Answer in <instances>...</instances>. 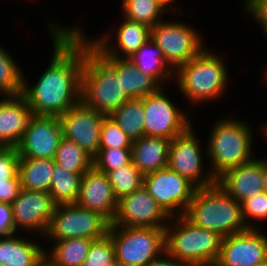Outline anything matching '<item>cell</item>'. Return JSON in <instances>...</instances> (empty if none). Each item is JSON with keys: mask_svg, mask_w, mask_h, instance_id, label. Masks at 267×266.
<instances>
[{"mask_svg": "<svg viewBox=\"0 0 267 266\" xmlns=\"http://www.w3.org/2000/svg\"><path fill=\"white\" fill-rule=\"evenodd\" d=\"M52 21L47 23L54 46L50 63L34 85L24 75L22 95L34 115L60 116L81 100L85 32Z\"/></svg>", "mask_w": 267, "mask_h": 266, "instance_id": "cell-1", "label": "cell"}, {"mask_svg": "<svg viewBox=\"0 0 267 266\" xmlns=\"http://www.w3.org/2000/svg\"><path fill=\"white\" fill-rule=\"evenodd\" d=\"M86 36L81 100L98 113L109 116L130 98L122 91L116 66Z\"/></svg>", "mask_w": 267, "mask_h": 266, "instance_id": "cell-2", "label": "cell"}, {"mask_svg": "<svg viewBox=\"0 0 267 266\" xmlns=\"http://www.w3.org/2000/svg\"><path fill=\"white\" fill-rule=\"evenodd\" d=\"M213 53L206 47L197 57L174 71V83L177 81L178 90L192 106L218 101L227 91L229 73L226 60Z\"/></svg>", "mask_w": 267, "mask_h": 266, "instance_id": "cell-3", "label": "cell"}, {"mask_svg": "<svg viewBox=\"0 0 267 266\" xmlns=\"http://www.w3.org/2000/svg\"><path fill=\"white\" fill-rule=\"evenodd\" d=\"M231 115L220 118L212 124L205 155L208 157L209 170L217 179L226 170L249 162L253 155V130L251 125Z\"/></svg>", "mask_w": 267, "mask_h": 266, "instance_id": "cell-4", "label": "cell"}, {"mask_svg": "<svg viewBox=\"0 0 267 266\" xmlns=\"http://www.w3.org/2000/svg\"><path fill=\"white\" fill-rule=\"evenodd\" d=\"M184 216L194 225L215 231L222 237L245 231L241 203L215 183L197 188Z\"/></svg>", "mask_w": 267, "mask_h": 266, "instance_id": "cell-5", "label": "cell"}, {"mask_svg": "<svg viewBox=\"0 0 267 266\" xmlns=\"http://www.w3.org/2000/svg\"><path fill=\"white\" fill-rule=\"evenodd\" d=\"M169 221L165 227V251L169 255L189 266L216 263L223 239L220 234L192 224L184 215Z\"/></svg>", "mask_w": 267, "mask_h": 266, "instance_id": "cell-6", "label": "cell"}, {"mask_svg": "<svg viewBox=\"0 0 267 266\" xmlns=\"http://www.w3.org/2000/svg\"><path fill=\"white\" fill-rule=\"evenodd\" d=\"M119 266H147L165 252V228L109 226Z\"/></svg>", "mask_w": 267, "mask_h": 266, "instance_id": "cell-7", "label": "cell"}, {"mask_svg": "<svg viewBox=\"0 0 267 266\" xmlns=\"http://www.w3.org/2000/svg\"><path fill=\"white\" fill-rule=\"evenodd\" d=\"M166 20L151 27V40L161 49L165 61L175 71L205 48L202 34L183 21Z\"/></svg>", "mask_w": 267, "mask_h": 266, "instance_id": "cell-8", "label": "cell"}, {"mask_svg": "<svg viewBox=\"0 0 267 266\" xmlns=\"http://www.w3.org/2000/svg\"><path fill=\"white\" fill-rule=\"evenodd\" d=\"M110 223L99 213L77 204L56 206L43 237L45 241L69 238L97 240L108 233Z\"/></svg>", "mask_w": 267, "mask_h": 266, "instance_id": "cell-9", "label": "cell"}, {"mask_svg": "<svg viewBox=\"0 0 267 266\" xmlns=\"http://www.w3.org/2000/svg\"><path fill=\"white\" fill-rule=\"evenodd\" d=\"M165 86L142 97L144 111V136L162 137L172 140L185 132L191 125L190 112L181 110L175 101L168 97Z\"/></svg>", "mask_w": 267, "mask_h": 266, "instance_id": "cell-10", "label": "cell"}, {"mask_svg": "<svg viewBox=\"0 0 267 266\" xmlns=\"http://www.w3.org/2000/svg\"><path fill=\"white\" fill-rule=\"evenodd\" d=\"M143 186L169 217L184 215L197 189L169 167L144 175Z\"/></svg>", "mask_w": 267, "mask_h": 266, "instance_id": "cell-11", "label": "cell"}, {"mask_svg": "<svg viewBox=\"0 0 267 266\" xmlns=\"http://www.w3.org/2000/svg\"><path fill=\"white\" fill-rule=\"evenodd\" d=\"M193 126L170 141L168 167L186 177L197 188L212 186L217 183V179L209 169L207 172L204 170L203 159L206 156L203 157L204 150Z\"/></svg>", "mask_w": 267, "mask_h": 266, "instance_id": "cell-12", "label": "cell"}, {"mask_svg": "<svg viewBox=\"0 0 267 266\" xmlns=\"http://www.w3.org/2000/svg\"><path fill=\"white\" fill-rule=\"evenodd\" d=\"M105 117L80 100L58 116L62 137L75 142L94 158L100 149L101 127Z\"/></svg>", "mask_w": 267, "mask_h": 266, "instance_id": "cell-13", "label": "cell"}, {"mask_svg": "<svg viewBox=\"0 0 267 266\" xmlns=\"http://www.w3.org/2000/svg\"><path fill=\"white\" fill-rule=\"evenodd\" d=\"M261 228L223 237L215 266H256L267 260V235Z\"/></svg>", "mask_w": 267, "mask_h": 266, "instance_id": "cell-14", "label": "cell"}, {"mask_svg": "<svg viewBox=\"0 0 267 266\" xmlns=\"http://www.w3.org/2000/svg\"><path fill=\"white\" fill-rule=\"evenodd\" d=\"M14 233L35 232L43 237L47 231L55 205L49 192L21 188L18 197L11 203ZM22 228L23 230H20Z\"/></svg>", "mask_w": 267, "mask_h": 266, "instance_id": "cell-15", "label": "cell"}, {"mask_svg": "<svg viewBox=\"0 0 267 266\" xmlns=\"http://www.w3.org/2000/svg\"><path fill=\"white\" fill-rule=\"evenodd\" d=\"M169 219L142 186L117 201V211L109 226L165 228Z\"/></svg>", "mask_w": 267, "mask_h": 266, "instance_id": "cell-16", "label": "cell"}, {"mask_svg": "<svg viewBox=\"0 0 267 266\" xmlns=\"http://www.w3.org/2000/svg\"><path fill=\"white\" fill-rule=\"evenodd\" d=\"M61 138L58 116L33 115L16 150L20 157L54 159Z\"/></svg>", "mask_w": 267, "mask_h": 266, "instance_id": "cell-17", "label": "cell"}, {"mask_svg": "<svg viewBox=\"0 0 267 266\" xmlns=\"http://www.w3.org/2000/svg\"><path fill=\"white\" fill-rule=\"evenodd\" d=\"M123 19L117 27L118 29H108L109 32L107 30L106 33H102L97 38L96 35L90 39L88 36V40L106 57L128 59L151 39L150 27L125 17ZM112 34L116 35L113 36ZM114 37H116V40Z\"/></svg>", "mask_w": 267, "mask_h": 266, "instance_id": "cell-18", "label": "cell"}, {"mask_svg": "<svg viewBox=\"0 0 267 266\" xmlns=\"http://www.w3.org/2000/svg\"><path fill=\"white\" fill-rule=\"evenodd\" d=\"M117 201L106 173L92 166L82 175L77 205L99 213L111 224L117 211Z\"/></svg>", "mask_w": 267, "mask_h": 266, "instance_id": "cell-19", "label": "cell"}, {"mask_svg": "<svg viewBox=\"0 0 267 266\" xmlns=\"http://www.w3.org/2000/svg\"><path fill=\"white\" fill-rule=\"evenodd\" d=\"M0 99V147H16L34 113L22 94Z\"/></svg>", "mask_w": 267, "mask_h": 266, "instance_id": "cell-20", "label": "cell"}, {"mask_svg": "<svg viewBox=\"0 0 267 266\" xmlns=\"http://www.w3.org/2000/svg\"><path fill=\"white\" fill-rule=\"evenodd\" d=\"M217 183L240 203L258 195L263 191L262 159L254 157L249 162L226 170L217 178Z\"/></svg>", "mask_w": 267, "mask_h": 266, "instance_id": "cell-21", "label": "cell"}, {"mask_svg": "<svg viewBox=\"0 0 267 266\" xmlns=\"http://www.w3.org/2000/svg\"><path fill=\"white\" fill-rule=\"evenodd\" d=\"M18 233L0 237V263L3 266H41L45 262V249Z\"/></svg>", "mask_w": 267, "mask_h": 266, "instance_id": "cell-22", "label": "cell"}, {"mask_svg": "<svg viewBox=\"0 0 267 266\" xmlns=\"http://www.w3.org/2000/svg\"><path fill=\"white\" fill-rule=\"evenodd\" d=\"M169 139L143 136L132 142V163L144 176L168 167Z\"/></svg>", "mask_w": 267, "mask_h": 266, "instance_id": "cell-23", "label": "cell"}, {"mask_svg": "<svg viewBox=\"0 0 267 266\" xmlns=\"http://www.w3.org/2000/svg\"><path fill=\"white\" fill-rule=\"evenodd\" d=\"M128 60L136 66L138 71L153 77L162 87L175 78L174 70L165 61L161 49L151 39Z\"/></svg>", "mask_w": 267, "mask_h": 266, "instance_id": "cell-24", "label": "cell"}, {"mask_svg": "<svg viewBox=\"0 0 267 266\" xmlns=\"http://www.w3.org/2000/svg\"><path fill=\"white\" fill-rule=\"evenodd\" d=\"M117 68L122 91L130 98H142L158 91L162 86L151 76L142 74L128 59L107 57Z\"/></svg>", "mask_w": 267, "mask_h": 266, "instance_id": "cell-25", "label": "cell"}, {"mask_svg": "<svg viewBox=\"0 0 267 266\" xmlns=\"http://www.w3.org/2000/svg\"><path fill=\"white\" fill-rule=\"evenodd\" d=\"M54 166V159L19 156L18 175L21 188L49 192Z\"/></svg>", "mask_w": 267, "mask_h": 266, "instance_id": "cell-26", "label": "cell"}, {"mask_svg": "<svg viewBox=\"0 0 267 266\" xmlns=\"http://www.w3.org/2000/svg\"><path fill=\"white\" fill-rule=\"evenodd\" d=\"M92 241L87 238L49 241L53 244L45 249V262L49 266H83Z\"/></svg>", "mask_w": 267, "mask_h": 266, "instance_id": "cell-27", "label": "cell"}, {"mask_svg": "<svg viewBox=\"0 0 267 266\" xmlns=\"http://www.w3.org/2000/svg\"><path fill=\"white\" fill-rule=\"evenodd\" d=\"M16 147H0V203L11 204L21 190Z\"/></svg>", "mask_w": 267, "mask_h": 266, "instance_id": "cell-28", "label": "cell"}, {"mask_svg": "<svg viewBox=\"0 0 267 266\" xmlns=\"http://www.w3.org/2000/svg\"><path fill=\"white\" fill-rule=\"evenodd\" d=\"M83 174L70 172L55 164L49 190L55 206L76 204Z\"/></svg>", "mask_w": 267, "mask_h": 266, "instance_id": "cell-29", "label": "cell"}, {"mask_svg": "<svg viewBox=\"0 0 267 266\" xmlns=\"http://www.w3.org/2000/svg\"><path fill=\"white\" fill-rule=\"evenodd\" d=\"M124 133L135 141L144 136V111L142 98L127 100L120 108L109 115Z\"/></svg>", "mask_w": 267, "mask_h": 266, "instance_id": "cell-30", "label": "cell"}, {"mask_svg": "<svg viewBox=\"0 0 267 266\" xmlns=\"http://www.w3.org/2000/svg\"><path fill=\"white\" fill-rule=\"evenodd\" d=\"M168 11L158 0H122L121 2L123 17L150 28L162 22V16Z\"/></svg>", "mask_w": 267, "mask_h": 266, "instance_id": "cell-31", "label": "cell"}, {"mask_svg": "<svg viewBox=\"0 0 267 266\" xmlns=\"http://www.w3.org/2000/svg\"><path fill=\"white\" fill-rule=\"evenodd\" d=\"M55 164L70 172L85 173L93 166V158L75 142L62 137L54 157Z\"/></svg>", "mask_w": 267, "mask_h": 266, "instance_id": "cell-32", "label": "cell"}, {"mask_svg": "<svg viewBox=\"0 0 267 266\" xmlns=\"http://www.w3.org/2000/svg\"><path fill=\"white\" fill-rule=\"evenodd\" d=\"M17 64L15 58L0 45V96L22 94L24 74Z\"/></svg>", "mask_w": 267, "mask_h": 266, "instance_id": "cell-33", "label": "cell"}, {"mask_svg": "<svg viewBox=\"0 0 267 266\" xmlns=\"http://www.w3.org/2000/svg\"><path fill=\"white\" fill-rule=\"evenodd\" d=\"M107 176L117 200L143 186V175L134 166L132 161L118 169L109 171Z\"/></svg>", "mask_w": 267, "mask_h": 266, "instance_id": "cell-34", "label": "cell"}, {"mask_svg": "<svg viewBox=\"0 0 267 266\" xmlns=\"http://www.w3.org/2000/svg\"><path fill=\"white\" fill-rule=\"evenodd\" d=\"M115 264V248L111 236L93 240L83 266H112Z\"/></svg>", "mask_w": 267, "mask_h": 266, "instance_id": "cell-35", "label": "cell"}, {"mask_svg": "<svg viewBox=\"0 0 267 266\" xmlns=\"http://www.w3.org/2000/svg\"><path fill=\"white\" fill-rule=\"evenodd\" d=\"M132 161L131 148H108L99 149L93 158V166L104 173L118 169Z\"/></svg>", "mask_w": 267, "mask_h": 266, "instance_id": "cell-36", "label": "cell"}, {"mask_svg": "<svg viewBox=\"0 0 267 266\" xmlns=\"http://www.w3.org/2000/svg\"><path fill=\"white\" fill-rule=\"evenodd\" d=\"M241 210L247 228H261L257 223L267 220V192L261 191L242 201Z\"/></svg>", "mask_w": 267, "mask_h": 266, "instance_id": "cell-37", "label": "cell"}, {"mask_svg": "<svg viewBox=\"0 0 267 266\" xmlns=\"http://www.w3.org/2000/svg\"><path fill=\"white\" fill-rule=\"evenodd\" d=\"M115 147L131 148L132 141L109 116H106L101 127L100 149Z\"/></svg>", "mask_w": 267, "mask_h": 266, "instance_id": "cell-38", "label": "cell"}, {"mask_svg": "<svg viewBox=\"0 0 267 266\" xmlns=\"http://www.w3.org/2000/svg\"><path fill=\"white\" fill-rule=\"evenodd\" d=\"M242 3L246 14L254 18L261 27L264 37H267V0H244Z\"/></svg>", "mask_w": 267, "mask_h": 266, "instance_id": "cell-39", "label": "cell"}, {"mask_svg": "<svg viewBox=\"0 0 267 266\" xmlns=\"http://www.w3.org/2000/svg\"><path fill=\"white\" fill-rule=\"evenodd\" d=\"M15 234L11 204L0 203V237Z\"/></svg>", "mask_w": 267, "mask_h": 266, "instance_id": "cell-40", "label": "cell"}, {"mask_svg": "<svg viewBox=\"0 0 267 266\" xmlns=\"http://www.w3.org/2000/svg\"><path fill=\"white\" fill-rule=\"evenodd\" d=\"M147 266H189L187 263L178 261L169 255L166 251L153 259Z\"/></svg>", "mask_w": 267, "mask_h": 266, "instance_id": "cell-41", "label": "cell"}, {"mask_svg": "<svg viewBox=\"0 0 267 266\" xmlns=\"http://www.w3.org/2000/svg\"><path fill=\"white\" fill-rule=\"evenodd\" d=\"M263 191L267 192V158H262Z\"/></svg>", "mask_w": 267, "mask_h": 266, "instance_id": "cell-42", "label": "cell"}, {"mask_svg": "<svg viewBox=\"0 0 267 266\" xmlns=\"http://www.w3.org/2000/svg\"><path fill=\"white\" fill-rule=\"evenodd\" d=\"M162 5H164L169 11L170 10H174L172 16L174 15L175 11L177 12L178 10H176L175 8H173V2H176V0H158ZM172 6V7H171ZM170 9H169V8Z\"/></svg>", "mask_w": 267, "mask_h": 266, "instance_id": "cell-43", "label": "cell"}, {"mask_svg": "<svg viewBox=\"0 0 267 266\" xmlns=\"http://www.w3.org/2000/svg\"><path fill=\"white\" fill-rule=\"evenodd\" d=\"M264 124H263V128H262V132L261 133L264 135V137H265L264 139L267 140V121Z\"/></svg>", "mask_w": 267, "mask_h": 266, "instance_id": "cell-44", "label": "cell"}, {"mask_svg": "<svg viewBox=\"0 0 267 266\" xmlns=\"http://www.w3.org/2000/svg\"><path fill=\"white\" fill-rule=\"evenodd\" d=\"M265 71H264V73H263V82H264V84H266L267 85V67L264 69Z\"/></svg>", "mask_w": 267, "mask_h": 266, "instance_id": "cell-45", "label": "cell"}, {"mask_svg": "<svg viewBox=\"0 0 267 266\" xmlns=\"http://www.w3.org/2000/svg\"><path fill=\"white\" fill-rule=\"evenodd\" d=\"M256 266H267V260H265L264 262H262V263H260V264H258Z\"/></svg>", "mask_w": 267, "mask_h": 266, "instance_id": "cell-46", "label": "cell"}, {"mask_svg": "<svg viewBox=\"0 0 267 266\" xmlns=\"http://www.w3.org/2000/svg\"><path fill=\"white\" fill-rule=\"evenodd\" d=\"M41 266H49L46 262H44Z\"/></svg>", "mask_w": 267, "mask_h": 266, "instance_id": "cell-47", "label": "cell"}]
</instances>
